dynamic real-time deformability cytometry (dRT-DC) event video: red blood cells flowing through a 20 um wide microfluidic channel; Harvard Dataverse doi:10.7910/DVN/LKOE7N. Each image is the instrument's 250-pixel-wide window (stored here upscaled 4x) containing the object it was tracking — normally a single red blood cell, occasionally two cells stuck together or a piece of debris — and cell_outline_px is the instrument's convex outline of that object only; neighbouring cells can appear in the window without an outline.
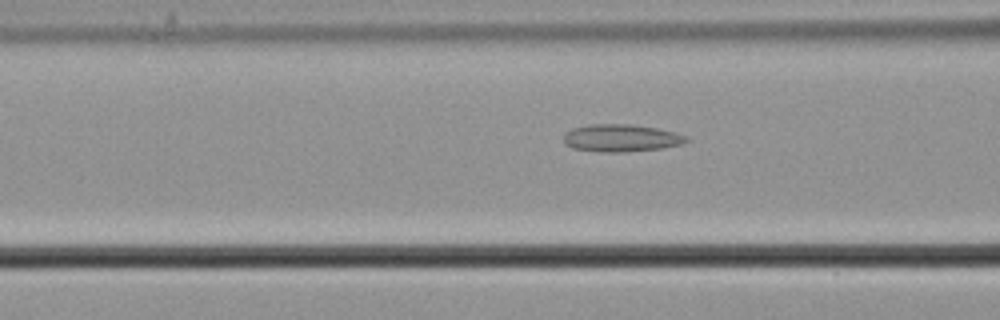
{"species": "common noctule bat (a hibernating species)", "species_latin": "Nyctalus noctula", "temperature_condition": "cold", "stored_images_in_passage": 54, "camera_frame_rate_fps": 3000, "um_per_image_px": 0.085, "animal": {"sex": "male", "body_mass_g": 21.5, "forearm_length_mm": 52.0}, "frame": {"image": 1, "passage_image": 22, "time_ms": 7.0, "image_size_px": [1000, 320], "cell_outline_px": [[692, 140], [684, 144], [664, 148], [624, 152], [600, 152], [572, 148], [564, 144], [564, 132], [572, 128], [588, 124], [632, 124], [656, 128], [676, 132], [688, 136]], "centroid_in_image_um": [52.83, 11.73], "position_along_channel_um": 113.8, "area_um2": 20.06}}
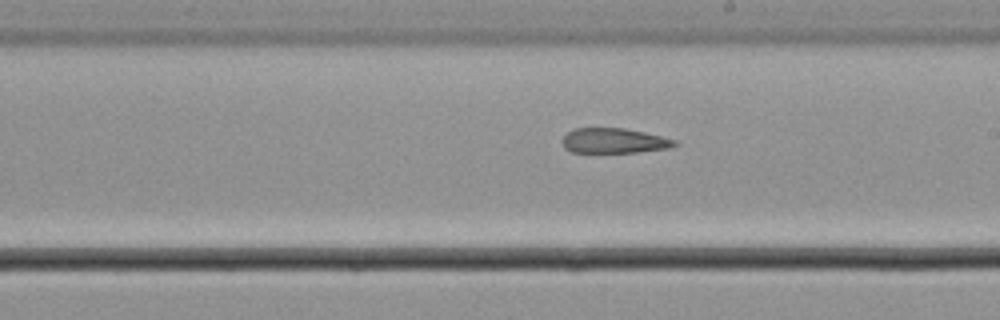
{"frame": {"image": 2, "passage_image": 32, "time_ms": 10.333, "image_size_px": [1000, 320], "cell_outline_px": [[680, 144], [672, 148], [636, 152], [572, 152], [564, 148], [560, 140], [568, 132], [576, 128], [624, 128], [644, 132], [676, 140]], "centroid_in_image_um": [52.2, 11.96], "position_along_channel_um": 236.8, "area_um2": 16.47}}
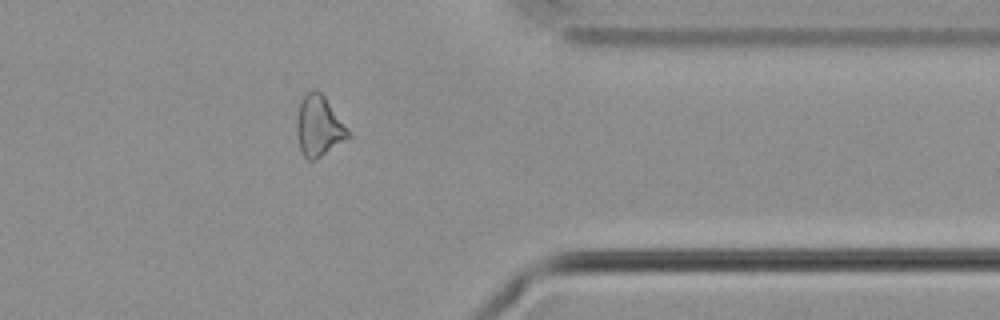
{"frame": {"image": 3, "passage_image": 45, "time_ms": 14.667, "image_size_px": [1000, 320], "cell_outline_px": [[352, 136], [316, 160], [308, 160], [304, 156], [300, 148], [296, 132], [296, 120], [300, 100], [312, 88], [316, 88], [324, 96]], "centroid_in_image_um": [27.08, 10.73], "position_along_channel_um": 384.3, "area_um2": 18.09}}